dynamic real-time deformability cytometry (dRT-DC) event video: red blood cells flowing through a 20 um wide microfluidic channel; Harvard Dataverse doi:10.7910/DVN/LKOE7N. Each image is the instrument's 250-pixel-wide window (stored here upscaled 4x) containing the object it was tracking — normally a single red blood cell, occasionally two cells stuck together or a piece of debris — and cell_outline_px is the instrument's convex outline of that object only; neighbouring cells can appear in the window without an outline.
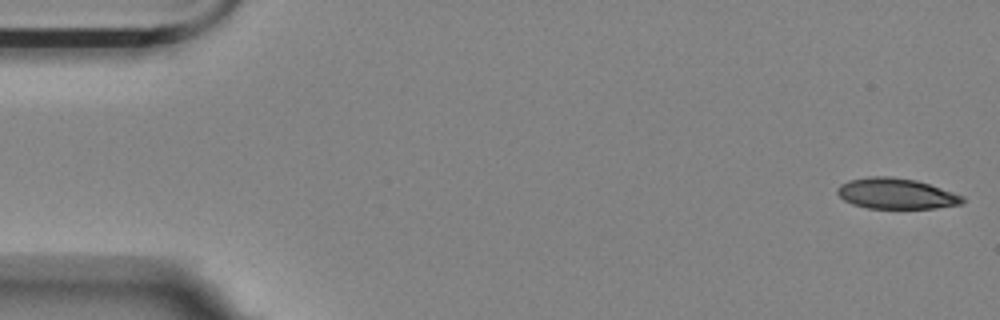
{"species": "Egyptian fruit bat (a non-hibernating species)", "species_latin": "Rousettus aegyptiacus", "temperature_condition": "room temperature", "stored_images_in_passage": 10, "camera_frame_rate_fps": 3000, "um_per_image_px": 0.085, "animal": {"sex": "female"}, "frame": {"image": 1, "passage_image": 1, "time_ms": 0.0, "image_size_px": [1000, 320], "cell_outline_px": [[964, 200], [960, 204], [936, 208], [868, 208], [852, 204], [844, 200], [836, 192], [836, 188], [840, 184], [848, 180], [868, 176], [892, 176], [916, 180], [964, 196]], "centroid_in_image_um": [76.12, 16.45], "position_along_channel_um": 8.9, "area_um2": 22.37}}